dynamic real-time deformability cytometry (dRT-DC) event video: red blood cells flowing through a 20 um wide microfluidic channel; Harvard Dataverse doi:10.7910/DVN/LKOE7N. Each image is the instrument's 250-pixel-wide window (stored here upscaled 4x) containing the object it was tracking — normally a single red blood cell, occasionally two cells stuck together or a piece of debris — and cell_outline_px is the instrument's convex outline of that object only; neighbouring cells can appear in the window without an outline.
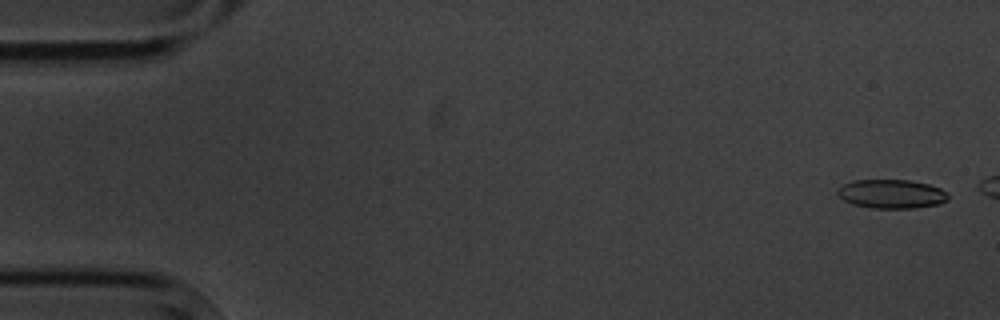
{"species": "common noctule bat (a hibernating species)", "species_latin": "Nyctalus noctula", "temperature_condition": "cold", "stored_images_in_passage": 5, "camera_frame_rate_fps": 3000, "um_per_image_px": 0.085, "animal": {"sex": "male", "body_mass_g": 20.1, "forearm_length_mm": 53.5}, "frame": {"image": 1, "passage_image": 5, "time_ms": 5.667, "image_size_px": [1000, 320], "cell_outline_px": [[948, 200], [940, 204], [916, 208], [872, 208], [852, 204], [844, 200], [836, 192], [844, 184], [852, 180], [908, 180], [928, 184], [940, 188], [948, 192]], "centroid_in_image_um": [75.81, 16.49], "position_along_channel_um": 9.2, "area_um2": 18.67}}